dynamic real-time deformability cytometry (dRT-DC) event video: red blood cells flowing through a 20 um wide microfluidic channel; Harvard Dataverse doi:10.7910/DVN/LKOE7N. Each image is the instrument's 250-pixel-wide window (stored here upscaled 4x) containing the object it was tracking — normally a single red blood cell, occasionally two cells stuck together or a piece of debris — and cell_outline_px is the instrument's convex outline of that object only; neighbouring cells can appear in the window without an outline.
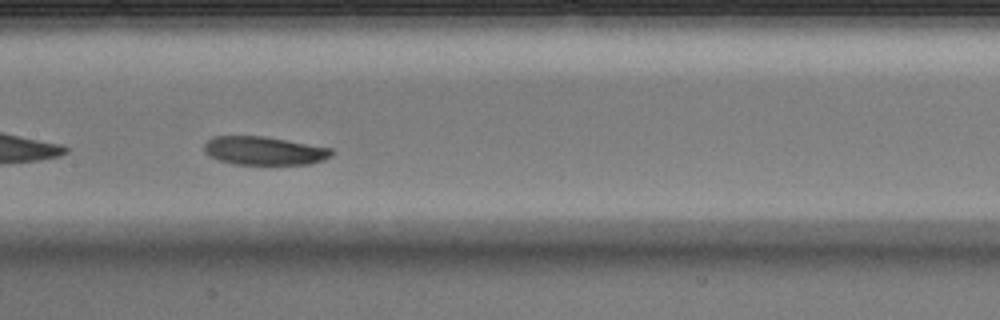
{"species": "Egyptian fruit bat (a non-hibernating species)", "species_latin": "Rousettus aegyptiacus", "temperature_condition": "warm", "stored_images_in_passage": 25, "camera_frame_rate_fps": 3000, "um_per_image_px": 0.085, "animal": {"sex": "male"}, "frame": {"image": 1, "passage_image": 11, "time_ms": 3.333, "image_size_px": [1000, 320], "cell_outline_px": [[336, 152], [332, 156], [324, 160], [312, 164], [232, 164], [220, 160], [204, 152], [204, 144], [212, 136], [264, 136], [332, 148]], "centroid_in_image_um": [22.5, 12.81], "position_along_channel_um": 184.9, "area_um2": 21.21}}